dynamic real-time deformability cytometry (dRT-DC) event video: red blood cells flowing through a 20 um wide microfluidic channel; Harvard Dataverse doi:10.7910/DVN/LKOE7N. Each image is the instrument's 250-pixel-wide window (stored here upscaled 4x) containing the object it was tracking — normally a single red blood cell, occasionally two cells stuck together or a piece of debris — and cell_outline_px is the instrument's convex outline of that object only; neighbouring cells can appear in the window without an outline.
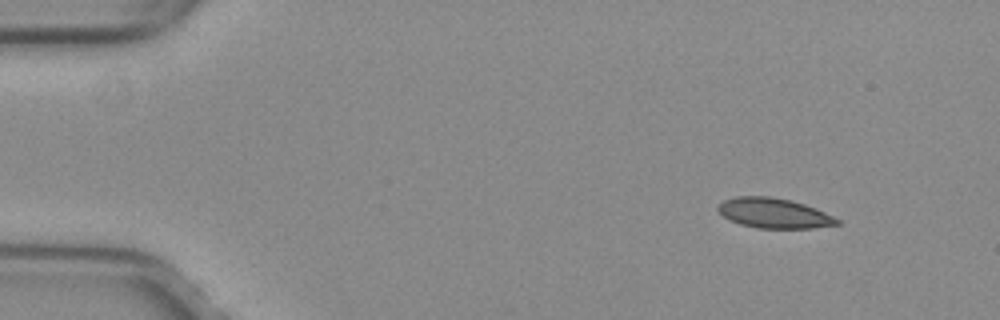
{"species": "common noctule bat (a hibernating species)", "species_latin": "Nyctalus noctula", "temperature_condition": "warm", "stored_images_in_passage": 9, "camera_frame_rate_fps": 3000, "um_per_image_px": 0.085, "animal": {"sex": "female", "body_mass_g": 29.2, "forearm_length_mm": 56.3}, "frame": {"image": 1, "passage_image": 1, "time_ms": 0.0, "image_size_px": [1000, 320], "cell_outline_px": [[840, 224], [812, 228], [756, 228], [740, 224], [728, 220], [716, 208], [724, 200], [736, 196], [772, 196], [792, 200], [816, 208], [840, 220]], "centroid_in_image_um": [65.78, 18.11], "position_along_channel_um": 19.2, "area_um2": 20.87}}